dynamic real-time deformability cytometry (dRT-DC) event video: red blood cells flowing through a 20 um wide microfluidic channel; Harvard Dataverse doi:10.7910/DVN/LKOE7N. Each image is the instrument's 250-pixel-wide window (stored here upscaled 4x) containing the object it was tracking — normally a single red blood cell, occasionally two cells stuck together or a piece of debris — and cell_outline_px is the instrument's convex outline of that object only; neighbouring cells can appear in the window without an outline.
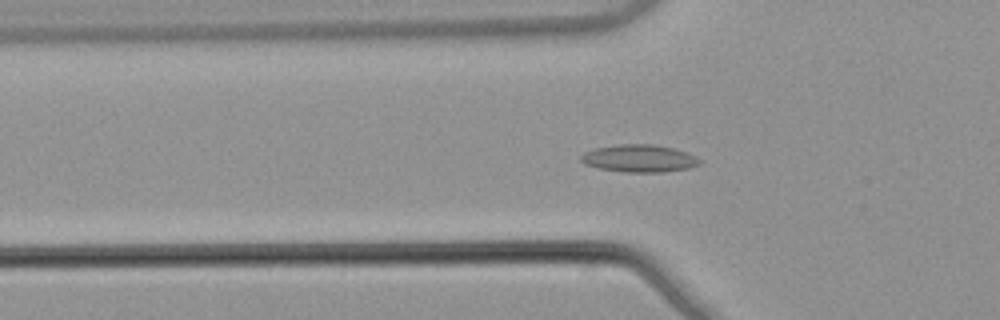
{"species": "common noctule bat (a hibernating species)", "species_latin": "Nyctalus noctula", "temperature_condition": "warm", "stored_images_in_passage": 46, "camera_frame_rate_fps": 3000, "um_per_image_px": 0.085, "animal": {"sex": "male", "body_mass_g": 21.5, "forearm_length_mm": 52.0}, "frame": {"image": 1, "passage_image": 18, "time_ms": 5.667, "image_size_px": [1000, 320], "cell_outline_px": [[704, 160], [700, 164], [688, 168], [664, 172], [624, 172], [600, 168], [584, 164], [580, 160], [580, 156], [584, 152], [596, 148], [620, 144], [656, 144], [676, 148], [696, 156]], "centroid_in_image_um": [54.38, 13.46], "position_along_channel_um": 71.4, "area_um2": 19.19}}
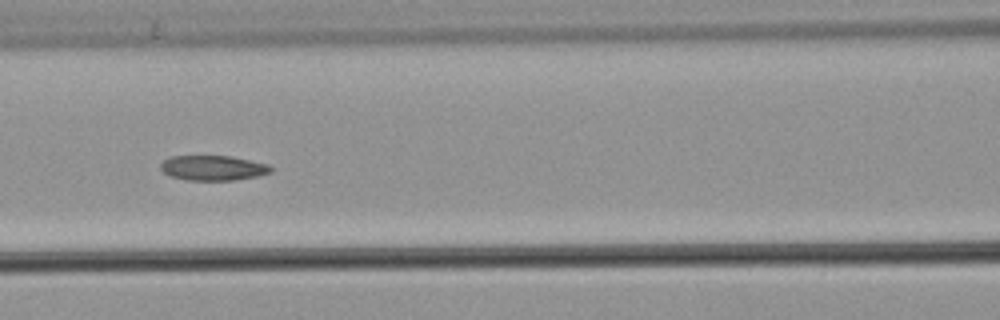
{"frame": {"image": 2, "passage_image": 24, "time_ms": 7.667, "image_size_px": [1000, 320], "cell_outline_px": [[272, 172], [256, 176], [232, 180], [184, 180], [168, 176], [160, 168], [160, 164], [168, 156], [232, 156], [268, 164], [272, 168]], "centroid_in_image_um": [18.07, 14.27], "position_along_channel_um": 148.5, "area_um2": 16.13}}
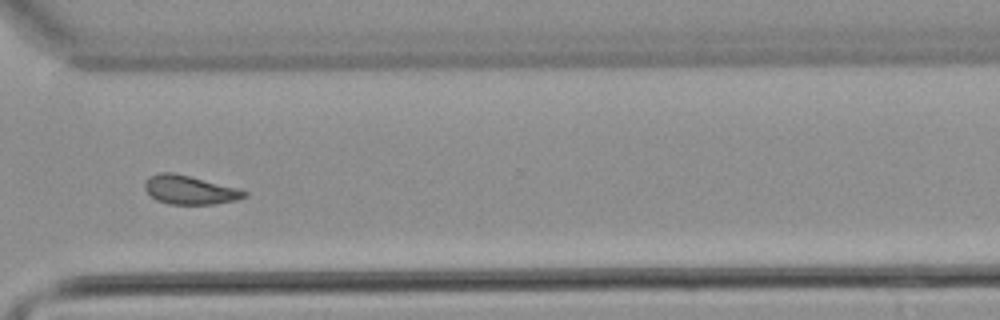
{"frame": {"image": 3, "passage_image": 40, "time_ms": 13.0, "image_size_px": [1000, 320], "cell_outline_px": [[248, 196], [236, 200], [212, 204], [168, 204], [156, 200], [144, 188], [144, 180], [148, 176], [160, 172], [172, 172], [236, 188], [248, 192]], "centroid_in_image_um": [16.08, 16.14], "position_along_channel_um": 354.5, "area_um2": 16.53}, "authors_computed_cell_mechanics": {"area_um2": 17.2244, "velocity_mm_per_s": 3.8616, "shape_relaxation_time_tau1_ms": null, "shape_relaxation_time_tau2_ms": 8.7037, "deformation_change_tau1": null, "deformation_change_tau2": 0.1658}}